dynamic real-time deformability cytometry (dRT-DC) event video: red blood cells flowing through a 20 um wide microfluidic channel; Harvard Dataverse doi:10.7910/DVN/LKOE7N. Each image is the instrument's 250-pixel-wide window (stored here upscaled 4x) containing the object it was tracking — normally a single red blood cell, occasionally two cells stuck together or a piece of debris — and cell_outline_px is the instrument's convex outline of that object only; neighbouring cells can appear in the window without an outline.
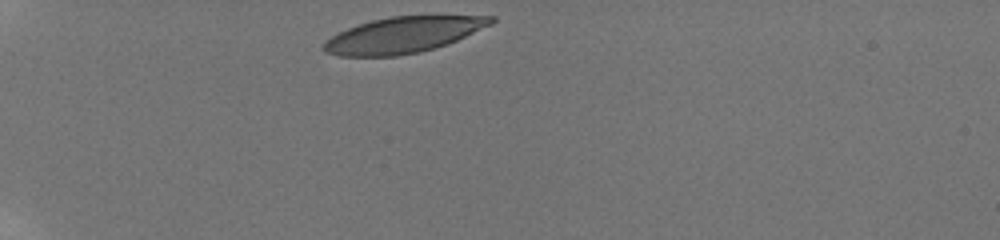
{"species": "human", "species_latin": "Homo sapiens", "temperature_condition": "room temperature", "stored_images_in_passage": 35, "camera_frame_rate_fps": 3000, "um_per_image_px": 0.085, "donor": {"sex": "male"}, "frame": {"image": 1, "passage_image": 1, "time_ms": 0.0, "image_size_px": [1000, 240], "cell_outline_px": [[496, 20], [492, 24], [448, 44], [436, 48], [420, 52], [396, 56], [340, 56], [324, 52], [320, 48], [324, 40], [348, 28], [372, 20], [388, 16], [496, 16]], "centroid_in_image_um": [34.25, 2.98], "position_along_channel_um": 50.8, "area_um2": 35.03}}
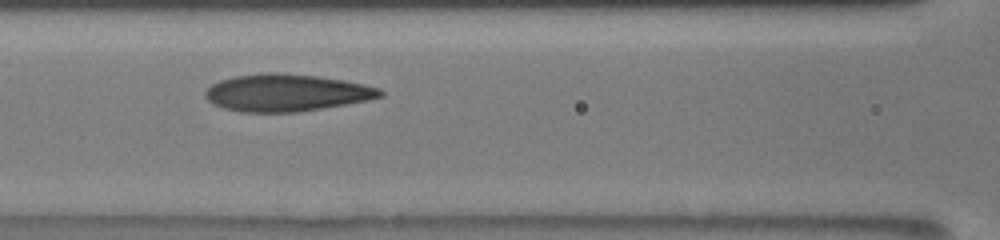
{"frame": {"image": 2, "passage_image": 12, "time_ms": 3.667, "image_size_px": [1000, 240], "cell_outline_px": [[384, 96], [368, 100], [296, 112], [240, 112], [224, 108], [212, 104], [204, 96], [204, 92], [212, 84], [220, 80], [236, 76], [268, 72], [280, 72], [316, 76], [344, 80], [364, 84], [380, 88], [384, 92]], "centroid_in_image_um": [24.33, 7.88], "position_along_channel_um": 142.3, "area_um2": 37.86}}
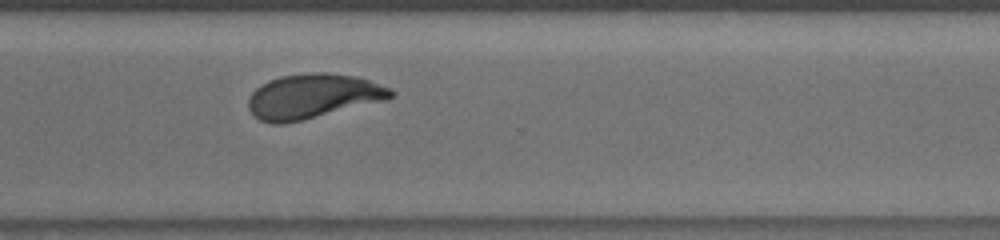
{"frame": {"image": 3, "passage_image": 28, "time_ms": 9.0, "image_size_px": [1000, 240], "cell_outline_px": [[396, 92], [388, 100], [284, 124], [272, 124], [260, 120], [248, 108], [248, 100], [252, 92], [256, 88], [268, 80], [280, 76], [308, 72], [324, 72], [356, 76], [392, 88]], "centroid_in_image_um": [26.61, 8.17], "position_along_channel_um": 344.0, "area_um2": 37.17}, "authors_computed_cell_mechanics": {"area_um2": 37.2232, "velocity_mm_per_s": 3.7872, "shape_relaxation_time_tau1_ms": 4.4594, "shape_relaxation_time_tau2_ms": 1.2281, "deformation_change_tau1": 0.1741, "deformation_change_tau2": 0.0705}}